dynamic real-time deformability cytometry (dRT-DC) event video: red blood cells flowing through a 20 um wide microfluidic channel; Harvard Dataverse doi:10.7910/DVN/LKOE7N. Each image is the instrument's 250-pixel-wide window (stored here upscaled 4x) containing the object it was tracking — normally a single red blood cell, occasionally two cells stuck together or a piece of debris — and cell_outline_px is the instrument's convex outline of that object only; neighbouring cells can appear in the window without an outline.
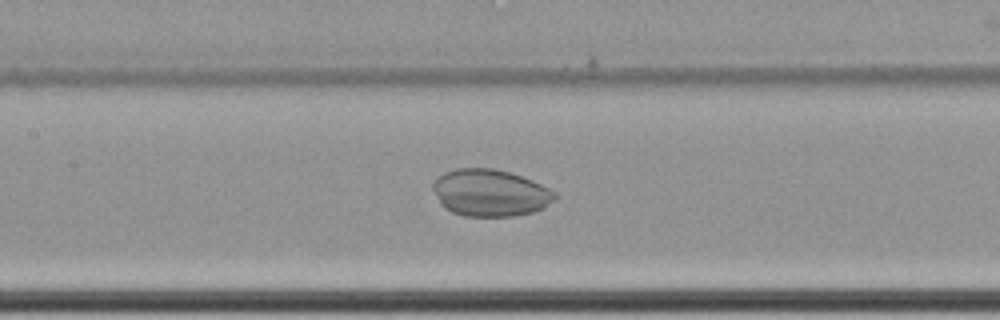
{"species": "common noctule bat (a hibernating species)", "species_latin": "Nyctalus noctula", "temperature_condition": "cold", "stored_images_in_passage": 65, "camera_frame_rate_fps": 3000, "um_per_image_px": 0.085, "animal": {"sex": "female", "body_mass_g": 22.7, "forearm_length_mm": 54.2}, "frame": {"image": 1, "passage_image": 34, "time_ms": 11.0, "image_size_px": [1000, 320], "cell_outline_px": [[556, 196], [544, 208], [532, 212], [512, 216], [464, 216], [452, 212], [444, 208], [440, 204], [432, 188], [432, 184], [444, 172], [456, 168], [492, 168], [508, 172], [532, 180], [556, 192]], "centroid_in_image_um": [41.63, 16.39], "position_along_channel_um": 165.8, "area_um2": 33.23}}
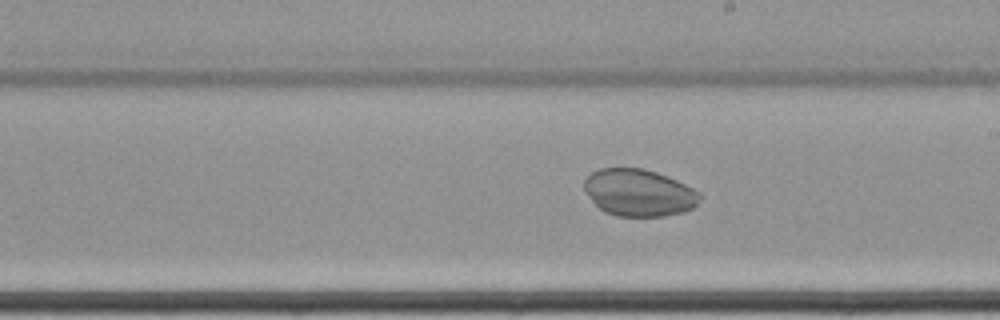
{"frame": {"image": 2, "passage_image": 40, "time_ms": 13.0, "image_size_px": [1000, 320], "cell_outline_px": [[700, 200], [692, 208], [684, 212], [664, 216], [616, 216], [604, 212], [584, 192], [584, 180], [592, 172], [600, 168], [644, 168], [668, 176], [700, 192]], "centroid_in_image_um": [54.29, 16.38], "position_along_channel_um": 234.7, "area_um2": 31.73}}
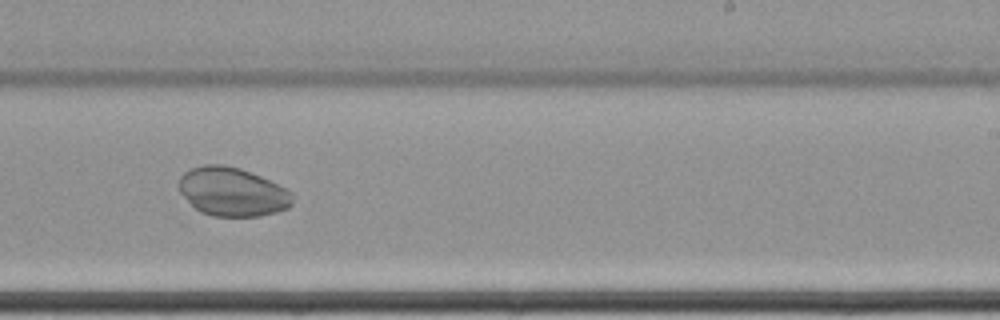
{"frame": {"image": 3, "passage_image": 43, "time_ms": 14.0, "image_size_px": [1000, 320], "cell_outline_px": [[292, 204], [288, 208], [276, 212], [260, 216], [212, 216], [200, 212], [180, 192], [176, 184], [180, 176], [184, 172], [192, 168], [204, 164], [224, 164], [240, 168], [260, 176], [292, 192]], "centroid_in_image_um": [19.71, 16.3], "position_along_channel_um": 269.3, "area_um2": 32.25}}